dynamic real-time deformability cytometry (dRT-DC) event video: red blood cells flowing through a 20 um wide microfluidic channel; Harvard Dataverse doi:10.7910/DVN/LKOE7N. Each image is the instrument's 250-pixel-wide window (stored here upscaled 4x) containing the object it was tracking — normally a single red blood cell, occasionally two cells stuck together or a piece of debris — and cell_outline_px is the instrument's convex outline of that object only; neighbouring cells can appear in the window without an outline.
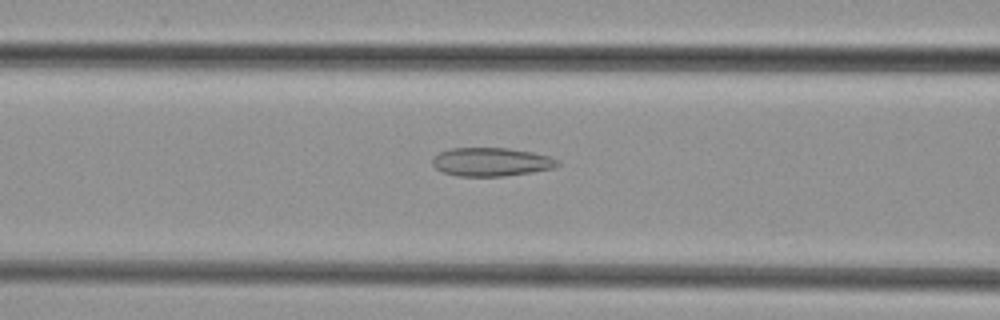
{"species": "common noctule bat (a hibernating species)", "species_latin": "Nyctalus noctula", "temperature_condition": "cold", "stored_images_in_passage": 37, "camera_frame_rate_fps": 3000, "um_per_image_px": 0.085, "animal": {"sex": "female", "body_mass_g": 29.2, "forearm_length_mm": 56.3}, "frame": {"image": 1, "passage_image": 11, "time_ms": 3.333, "image_size_px": [1000, 320], "cell_outline_px": [[560, 164], [556, 168], [532, 172], [504, 176], [456, 176], [444, 172], [436, 168], [432, 164], [432, 156], [440, 152], [452, 148], [508, 148], [532, 152], [552, 156], [560, 160]], "centroid_in_image_um": [41.8, 13.76], "position_along_channel_um": 124.8, "area_um2": 21.04}}
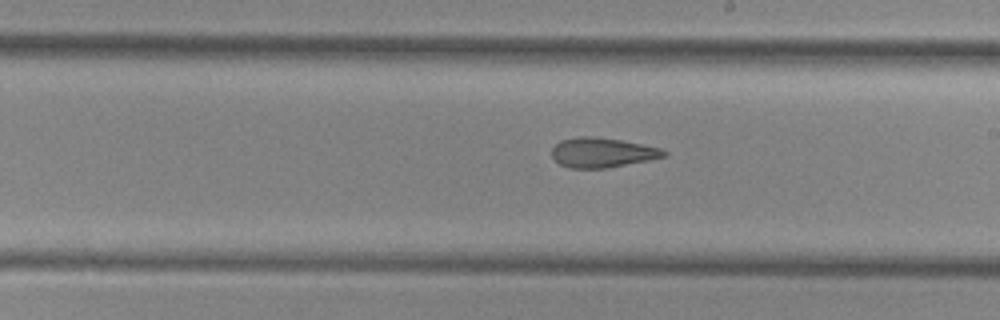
{"frame": {"image": 2, "passage_image": 19, "time_ms": 6.0, "image_size_px": [1000, 320], "cell_outline_px": [[668, 156], [608, 168], [568, 168], [560, 164], [552, 156], [552, 148], [560, 140], [580, 136], [588, 136], [620, 140], [660, 148], [668, 152]], "centroid_in_image_um": [51.19, 12.97], "position_along_channel_um": 237.8, "area_um2": 19.31}}
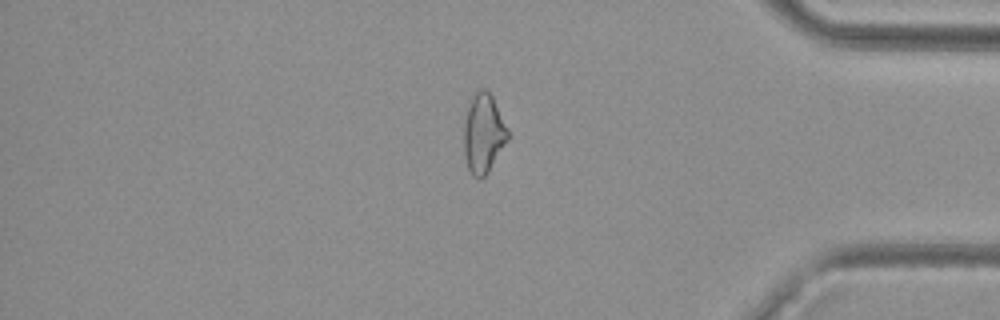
{"frame": {"image": 3, "passage_image": 32, "time_ms": 10.333, "image_size_px": [1000, 320], "cell_outline_px": [[508, 140], [488, 172], [480, 180], [472, 176], [468, 168], [464, 152], [464, 124], [468, 108], [476, 88], [484, 88], [492, 96], [508, 132]], "centroid_in_image_um": [41.07, 11.37], "position_along_channel_um": 394.1, "area_um2": 20.0}}